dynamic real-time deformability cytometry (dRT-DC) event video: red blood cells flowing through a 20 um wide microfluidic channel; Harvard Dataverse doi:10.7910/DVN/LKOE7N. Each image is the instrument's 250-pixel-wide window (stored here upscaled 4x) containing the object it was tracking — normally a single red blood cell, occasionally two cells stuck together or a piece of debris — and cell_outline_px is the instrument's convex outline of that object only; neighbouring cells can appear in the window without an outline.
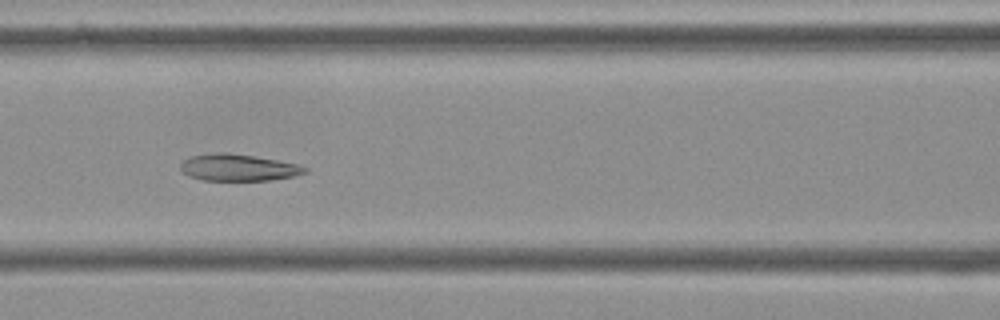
{"species": "Egyptian fruit bat (a non-hibernating species)", "species_latin": "Rousettus aegyptiacus", "temperature_condition": "cold", "stored_images_in_passage": 57, "camera_frame_rate_fps": 3000, "um_per_image_px": 0.085, "frame": {"image": 1, "passage_image": 24, "time_ms": 7.667, "image_size_px": [1000, 320], "cell_outline_px": [[308, 172], [292, 176], [268, 180], [204, 180], [188, 176], [180, 172], [180, 164], [184, 160], [192, 156], [220, 152], [228, 152], [276, 160], [296, 164], [308, 168]], "centroid_in_image_um": [20.21, 14.24], "position_along_channel_um": 146.4, "area_um2": 19.19}}
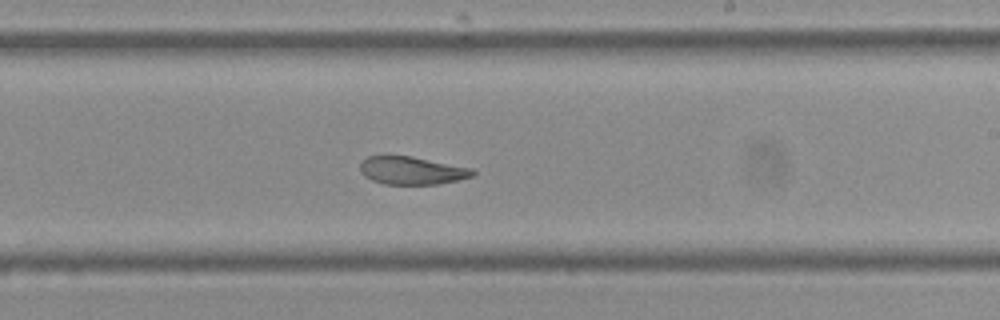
{"frame": {"image": 2, "passage_image": 33, "time_ms": 10.667, "image_size_px": [1000, 320], "cell_outline_px": [[476, 172], [472, 176], [440, 184], [384, 184], [372, 180], [364, 176], [360, 172], [360, 164], [368, 156], [412, 156], [472, 168]], "centroid_in_image_um": [35.0, 14.5], "position_along_channel_um": 254.0, "area_um2": 18.21}}
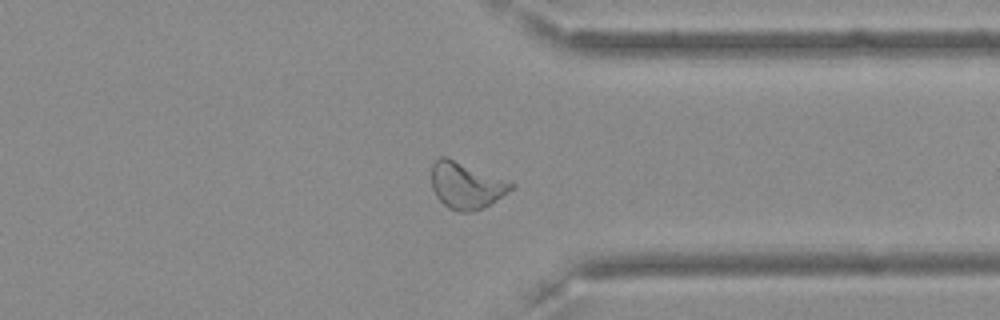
{"frame": {"image": 3, "passage_image": 43, "time_ms": 14.0, "image_size_px": [1000, 320], "cell_outline_px": [[516, 184], [508, 192], [488, 204], [472, 212], [460, 212], [448, 208], [436, 196], [432, 188], [432, 164], [440, 156], [444, 156]], "centroid_in_image_um": [39.58, 15.77], "position_along_channel_um": 371.8, "area_um2": 20.98}, "authors_computed_cell_mechanics": {"area_um2": 21.7328, "velocity_mm_per_s": 3.5983, "shape_relaxation_time_tau1_ms": null, "shape_relaxation_time_tau2_ms": 1.8435, "deformation_change_tau1": null, "deformation_change_tau2": 0.0665}}